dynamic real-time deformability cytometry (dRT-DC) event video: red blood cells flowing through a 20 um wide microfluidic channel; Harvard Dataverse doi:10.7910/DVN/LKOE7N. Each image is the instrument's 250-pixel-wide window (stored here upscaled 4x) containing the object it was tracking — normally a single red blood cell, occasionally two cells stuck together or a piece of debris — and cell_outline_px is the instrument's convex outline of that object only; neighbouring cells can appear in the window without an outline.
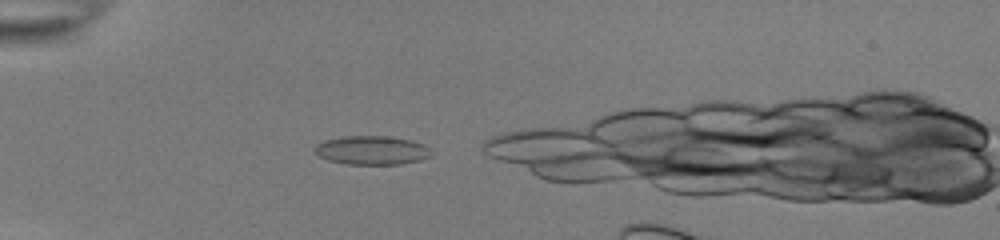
{"species": "common noctule bat (a hibernating species)", "species_latin": "Nyctalus noctula", "temperature_condition": "room temperature", "stored_images_in_passage": 12, "camera_frame_rate_fps": 3000, "um_per_image_px": 0.085, "animal": {"sex": "female", "body_mass_g": 22.0, "forearm_length_mm": 56.7}, "frame": {"image": 1, "passage_image": 3, "time_ms": 0.667, "image_size_px": [1000, 240], "cell_outline_px": [[428, 156], [420, 160], [400, 164], [348, 164], [328, 160], [312, 152], [312, 148], [316, 144], [324, 140], [344, 136], [388, 136], [412, 140], [424, 144], [428, 148]], "centroid_in_image_um": [31.53, 12.76], "position_along_channel_um": 53.5, "area_um2": 19.54}}
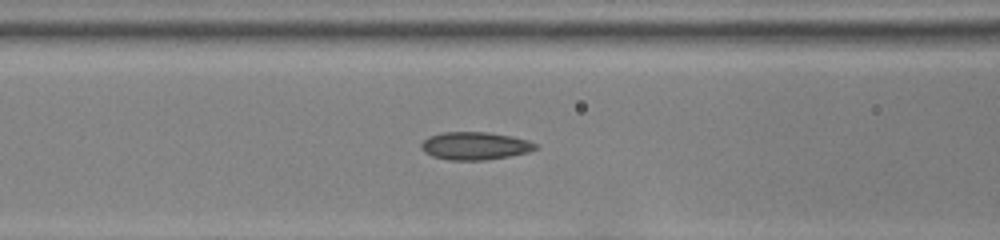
{"frame": {"image": 2, "passage_image": 10, "time_ms": 3.0, "image_size_px": [1000, 240], "cell_outline_px": [[540, 148], [528, 152], [508, 156], [484, 160], [448, 160], [432, 156], [424, 152], [420, 148], [420, 144], [428, 136], [444, 132], [488, 132], [512, 136], [528, 140], [536, 144]], "centroid_in_image_um": [40.36, 12.39], "position_along_channel_um": 126.2, "area_um2": 18.61}}